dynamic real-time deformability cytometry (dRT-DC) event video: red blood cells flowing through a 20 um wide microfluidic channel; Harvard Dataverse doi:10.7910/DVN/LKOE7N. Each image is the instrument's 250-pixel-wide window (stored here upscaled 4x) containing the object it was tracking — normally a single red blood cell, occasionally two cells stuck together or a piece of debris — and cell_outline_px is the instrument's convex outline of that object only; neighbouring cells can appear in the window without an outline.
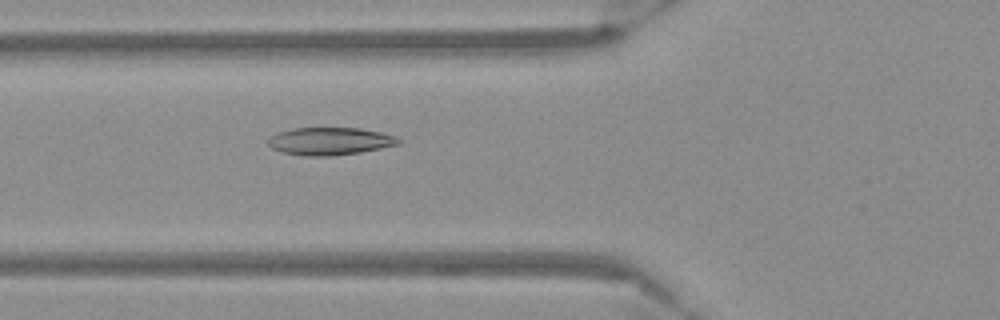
{"species": "Egyptian fruit bat (a non-hibernating species)", "species_latin": "Rousettus aegyptiacus", "temperature_condition": "warm", "stored_images_in_passage": 55, "camera_frame_rate_fps": 3000, "um_per_image_px": 0.085, "frame": {"image": 1, "passage_image": 21, "time_ms": 6.667, "image_size_px": [1000, 320], "cell_outline_px": [[400, 144], [360, 152], [332, 156], [304, 156], [280, 152], [272, 148], [268, 144], [268, 140], [276, 132], [292, 128], [360, 128], [380, 132], [396, 136], [400, 140]], "centroid_in_image_um": [28.01, 12.0], "position_along_channel_um": 97.8, "area_um2": 21.04}}
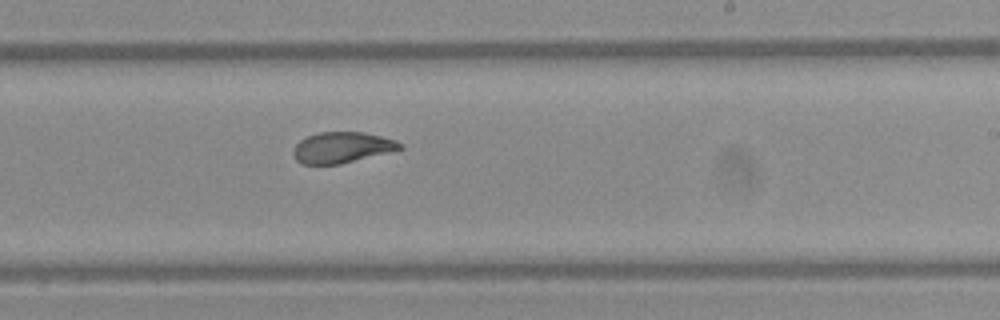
{"frame": {"image": 2, "passage_image": 34, "time_ms": 11.0, "image_size_px": [1000, 320], "cell_outline_px": [[404, 148], [340, 164], [300, 164], [296, 160], [292, 152], [296, 144], [300, 140], [308, 136], [320, 132], [364, 132], [396, 140], [404, 144]], "centroid_in_image_um": [29.06, 12.53], "position_along_channel_um": 259.9, "area_um2": 19.13}}
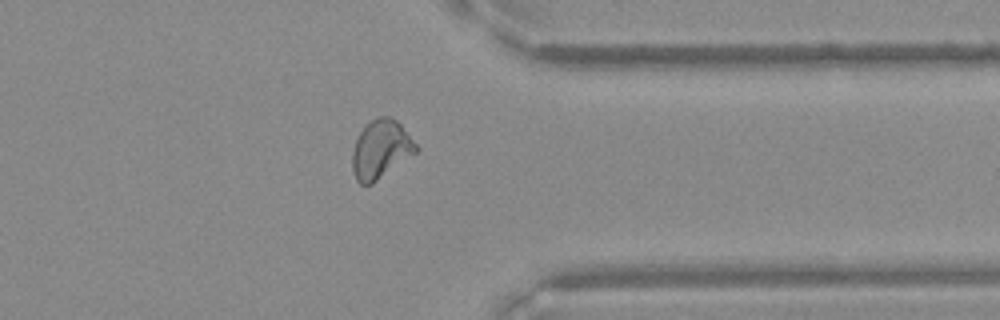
{"frame": {"image": 3, "passage_image": 44, "time_ms": 14.333, "image_size_px": [1000, 320], "cell_outline_px": [[420, 148], [416, 152], [372, 184], [360, 184], [356, 180], [352, 172], [352, 152], [356, 140], [360, 132], [372, 120], [380, 116], [392, 116], [400, 124]], "centroid_in_image_um": [32.36, 12.7], "position_along_channel_um": 379.0, "area_um2": 21.5}}